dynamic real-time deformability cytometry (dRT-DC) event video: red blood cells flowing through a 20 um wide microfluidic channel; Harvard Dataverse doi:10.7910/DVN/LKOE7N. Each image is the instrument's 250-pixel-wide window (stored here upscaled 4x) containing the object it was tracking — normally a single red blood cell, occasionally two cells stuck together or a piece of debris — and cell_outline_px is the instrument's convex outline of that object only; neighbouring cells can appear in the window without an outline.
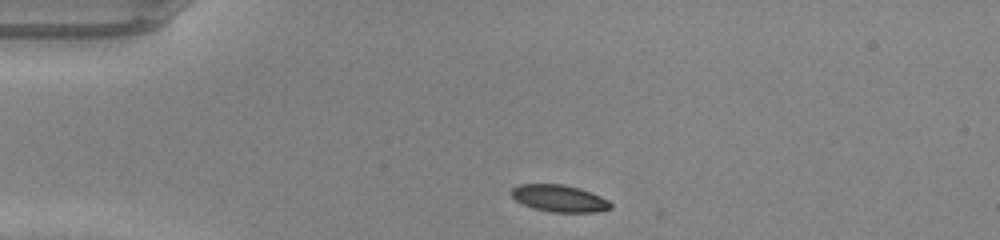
{"species": "common noctule bat (a hibernating species)", "species_latin": "Nyctalus noctula", "temperature_condition": "warm", "stored_images_in_passage": 38, "camera_frame_rate_fps": 3000, "um_per_image_px": 0.085, "animal": {"sex": "male", "body_mass_g": 20.0, "forearm_length_mm": 53.3}, "frame": {"image": 1, "passage_image": 1, "time_ms": 0.0, "image_size_px": [1000, 240], "cell_outline_px": [[612, 208], [596, 212], [552, 212], [532, 208], [516, 200], [512, 196], [512, 188], [520, 184], [564, 184], [580, 188], [600, 196], [608, 200], [612, 204]], "centroid_in_image_um": [47.56, 16.86], "position_along_channel_um": 37.4, "area_um2": 15.55}}
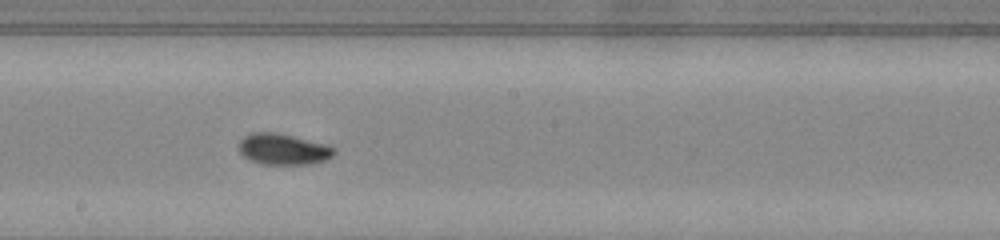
{"frame": {"image": 2, "passage_image": 17, "time_ms": 5.333, "image_size_px": [1000, 240], "cell_outline_px": [[336, 152], [332, 156], [324, 160], [308, 164], [260, 164], [248, 160], [240, 152], [240, 140], [244, 136], [252, 132], [276, 132], [328, 144], [336, 148]], "centroid_in_image_um": [24.08, 12.67], "position_along_channel_um": 224.1, "area_um2": 17.34}}
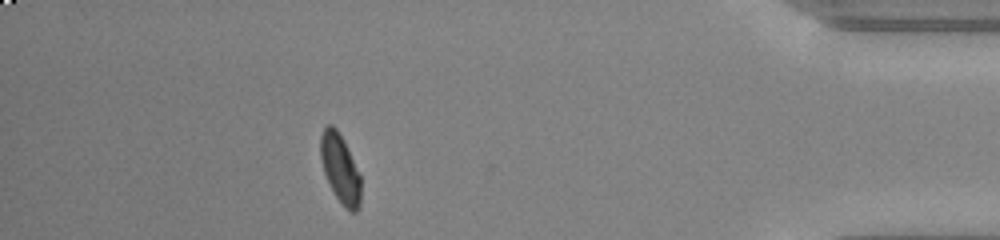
{"frame": {"image": 3, "passage_image": 33, "time_ms": 10.667, "image_size_px": [1000, 240], "cell_outline_px": [[360, 208], [356, 212], [348, 212], [344, 208], [336, 196], [324, 172], [320, 156], [320, 136], [324, 128], [328, 124], [332, 124], [336, 128], [344, 140], [360, 176]], "centroid_in_image_um": [28.91, 14.34], "position_along_channel_um": 406.3, "area_um2": 16.07}, "authors_computed_cell_mechanics": {"area_um2": 16.5597, "velocity_mm_per_s": 4.2912, "shape_relaxation_time_tau1_ms": 5.0923, "shape_relaxation_time_tau2_ms": 2.6732, "deformation_change_tau1": 0.1804, "deformation_change_tau2": 0.0539}}